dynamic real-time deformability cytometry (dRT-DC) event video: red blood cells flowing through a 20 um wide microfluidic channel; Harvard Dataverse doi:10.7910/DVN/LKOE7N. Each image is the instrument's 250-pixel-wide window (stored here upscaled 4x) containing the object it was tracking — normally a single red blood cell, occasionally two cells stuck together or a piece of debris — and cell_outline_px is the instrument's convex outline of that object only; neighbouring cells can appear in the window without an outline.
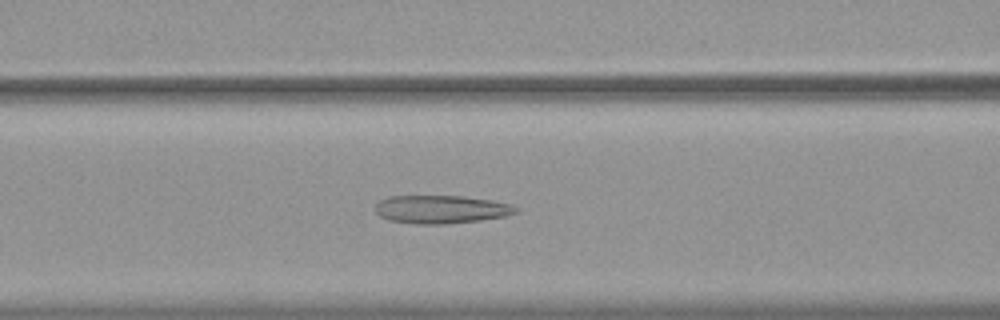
{"species": "common noctule bat (a hibernating species)", "species_latin": "Nyctalus noctula", "temperature_condition": "warm", "stored_images_in_passage": 38, "camera_frame_rate_fps": 3000, "um_per_image_px": 0.085, "animal": {"sex": "female", "body_mass_g": 19.9}, "frame": {"image": 1, "passage_image": 13, "time_ms": 4.0, "image_size_px": [1000, 320], "cell_outline_px": [[520, 208], [516, 212], [504, 216], [480, 220], [444, 224], [416, 224], [388, 220], [380, 216], [376, 212], [376, 204], [380, 200], [388, 196], [464, 196], [492, 200], [512, 204]], "centroid_in_image_um": [37.5, 17.79], "position_along_channel_um": 129.1, "area_um2": 23.12}}
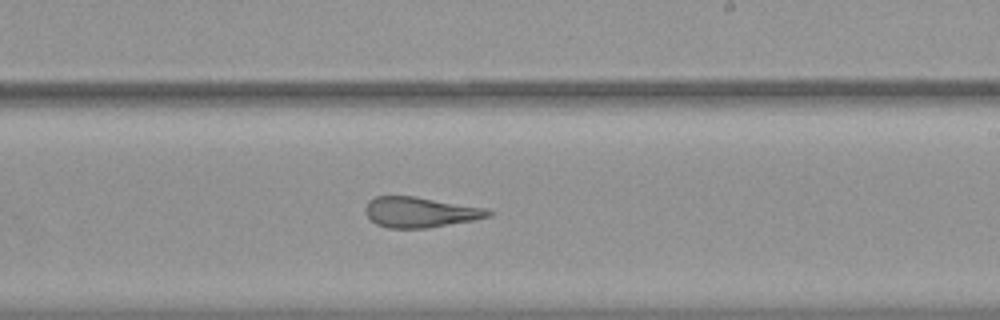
{"frame": {"image": 2, "passage_image": 23, "time_ms": 7.333, "image_size_px": [1000, 320], "cell_outline_px": [[492, 216], [472, 220], [424, 228], [388, 228], [376, 224], [364, 212], [364, 208], [368, 200], [376, 196], [416, 196], [488, 208], [492, 212]], "centroid_in_image_um": [35.7, 18.02], "position_along_channel_um": 253.3, "area_um2": 21.85}}
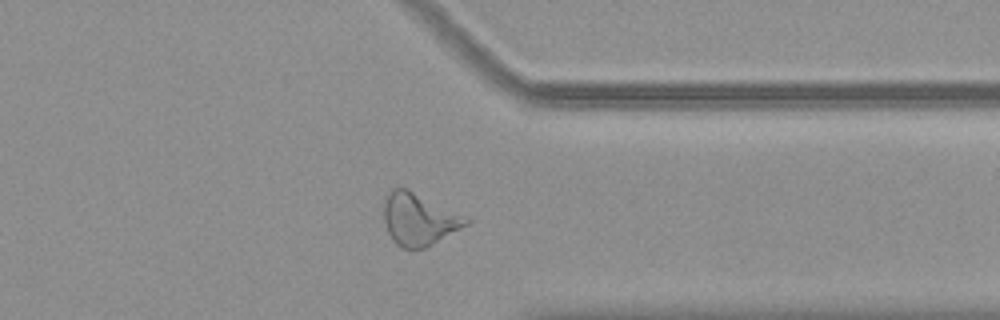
{"frame": {"image": 3, "passage_image": 33, "time_ms": 10.667, "image_size_px": [1000, 320], "cell_outline_px": [[472, 220], [468, 224], [424, 248], [400, 248], [392, 240], [388, 232], [384, 220], [384, 200], [392, 188], [404, 188], [464, 216]], "centroid_in_image_um": [35.56, 18.66], "position_along_channel_um": 375.8, "area_um2": 24.22}, "authors_computed_cell_mechanics": {"area_um2": 23.0333, "velocity_mm_per_s": 3.7381, "shape_relaxation_time_tau1_ms": null, "shape_relaxation_time_tau2_ms": 2.5638, "deformation_change_tau1": null, "deformation_change_tau2": 0.1422}}